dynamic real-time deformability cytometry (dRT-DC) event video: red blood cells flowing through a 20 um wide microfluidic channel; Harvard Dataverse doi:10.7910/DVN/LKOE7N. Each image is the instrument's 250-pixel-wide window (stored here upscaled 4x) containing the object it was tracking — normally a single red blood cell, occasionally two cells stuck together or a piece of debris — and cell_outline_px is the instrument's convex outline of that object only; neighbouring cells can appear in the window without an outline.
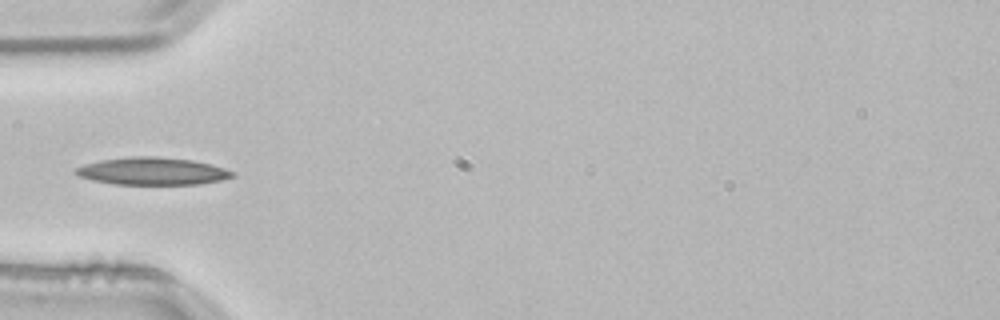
{"species": "common noctule bat (a hibernating species)", "species_latin": "Nyctalus noctula", "temperature_condition": "room temperature", "stored_images_in_passage": 4, "camera_frame_rate_fps": 3000, "um_per_image_px": 0.085, "animal": {"sex": "male", "body_mass_g": 21.5, "forearm_length_mm": 52.0}, "frame": {"image": 1, "passage_image": 1, "time_ms": 0.0, "image_size_px": [1000, 320], "cell_outline_px": [[236, 176], [220, 180], [200, 184], [116, 184], [92, 180], [80, 176], [72, 172], [76, 168], [84, 164], [100, 160], [132, 156], [160, 156], [192, 160], [212, 164], [236, 172]], "centroid_in_image_um": [12.98, 14.54], "position_along_channel_um": 72.0, "area_um2": 25.2}}